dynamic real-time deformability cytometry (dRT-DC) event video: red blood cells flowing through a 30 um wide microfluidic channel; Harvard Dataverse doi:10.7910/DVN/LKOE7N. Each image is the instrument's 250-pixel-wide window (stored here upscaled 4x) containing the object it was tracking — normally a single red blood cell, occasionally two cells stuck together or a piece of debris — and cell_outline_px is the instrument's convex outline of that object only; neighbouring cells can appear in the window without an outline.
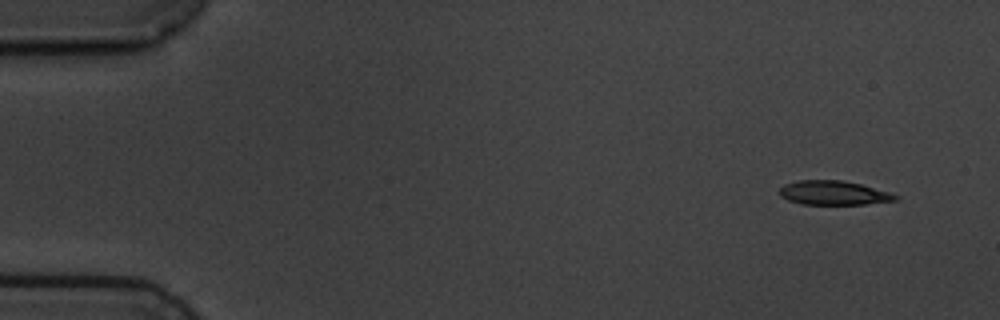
{"species": "common noctule bat (a hibernating species)", "species_latin": "Nyctalus noctula", "temperature_condition": "cold", "stored_images_in_passage": 5, "camera_frame_rate_fps": 3000, "um_per_image_px": 0.085, "animal": {"sex": "male", "body_mass_g": 19.5, "forearm_length_mm": 54.6}, "frame": {"image": 1, "passage_image": 1, "time_ms": 0.0, "image_size_px": [1000, 320], "cell_outline_px": [[900, 196], [896, 200], [864, 204], [804, 204], [788, 200], [780, 196], [780, 188], [784, 184], [796, 180], [844, 180], [892, 192]], "centroid_in_image_um": [70.87, 16.38], "position_along_channel_um": 14.1, "area_um2": 16.36}}
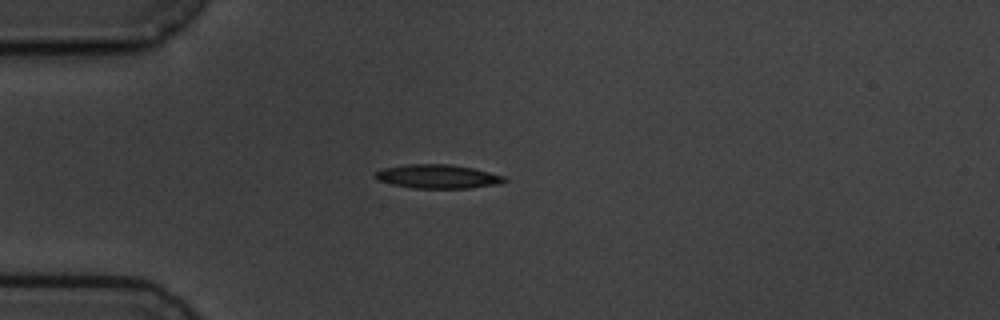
{"frame": {"image": 2, "passage_image": 4, "time_ms": 3.667, "image_size_px": [1000, 320], "cell_outline_px": [[508, 180], [500, 184], [468, 188], [416, 188], [392, 184], [376, 180], [372, 176], [376, 172], [384, 168], [408, 164], [448, 164], [472, 168], [504, 176]], "centroid_in_image_um": [37.19, 15.0], "position_along_channel_um": 47.8, "area_um2": 17.86}}